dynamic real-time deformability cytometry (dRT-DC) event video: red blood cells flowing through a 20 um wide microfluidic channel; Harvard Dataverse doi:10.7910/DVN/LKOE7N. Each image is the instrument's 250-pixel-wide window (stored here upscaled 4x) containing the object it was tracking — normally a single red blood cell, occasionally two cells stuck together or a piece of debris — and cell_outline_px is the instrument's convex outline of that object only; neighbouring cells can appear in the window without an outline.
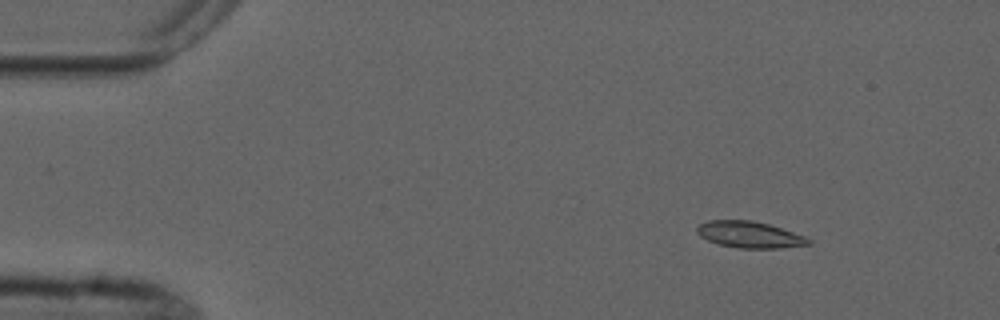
{"species": "common noctule bat (a hibernating species)", "species_latin": "Nyctalus noctula", "temperature_condition": "cold", "stored_images_in_passage": 5, "camera_frame_rate_fps": 3000, "um_per_image_px": 0.085, "animal": {"sex": "male", "forearm_length_mm": 52.5}, "frame": {"image": 1, "passage_image": 2, "time_ms": 1.333, "image_size_px": [1000, 320], "cell_outline_px": [[812, 244], [780, 248], [740, 248], [720, 244], [708, 240], [700, 236], [696, 232], [696, 228], [700, 224], [708, 220], [752, 220], [768, 224], [804, 236], [812, 240]], "centroid_in_image_um": [63.71, 19.94], "position_along_channel_um": 21.3, "area_um2": 17.05}}
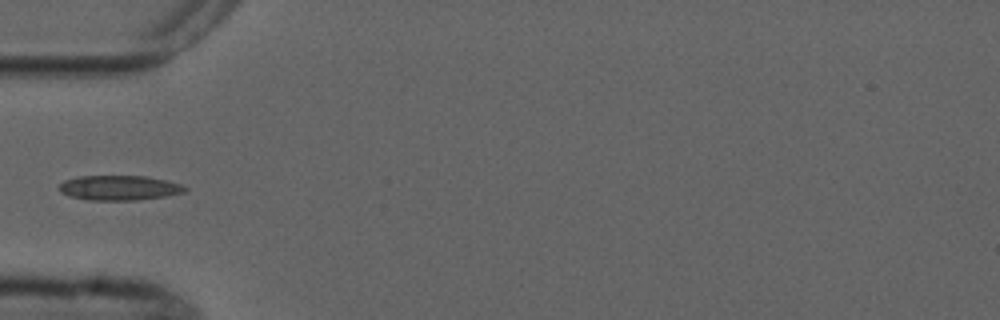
{"frame": {"image": 2, "passage_image": 4, "time_ms": 5.0, "image_size_px": [1000, 320], "cell_outline_px": [[188, 188], [184, 192], [168, 196], [136, 200], [88, 200], [68, 196], [60, 192], [60, 184], [64, 180], [76, 176], [148, 176], [184, 184]], "centroid_in_image_um": [10.16, 15.96], "position_along_channel_um": 74.8, "area_um2": 18.44}}
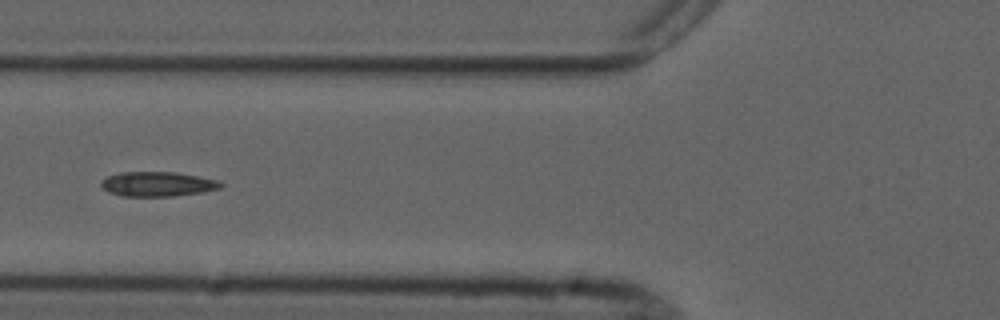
{"frame": {"image": 3, "passage_image": 5, "time_ms": 6.0, "image_size_px": [1000, 320], "cell_outline_px": [[224, 184], [220, 188], [204, 192], [172, 196], [124, 196], [108, 192], [100, 184], [100, 180], [108, 176], [120, 172], [176, 172], [216, 180]], "centroid_in_image_um": [13.37, 15.64], "position_along_channel_um": 112.4, "area_um2": 17.11}}